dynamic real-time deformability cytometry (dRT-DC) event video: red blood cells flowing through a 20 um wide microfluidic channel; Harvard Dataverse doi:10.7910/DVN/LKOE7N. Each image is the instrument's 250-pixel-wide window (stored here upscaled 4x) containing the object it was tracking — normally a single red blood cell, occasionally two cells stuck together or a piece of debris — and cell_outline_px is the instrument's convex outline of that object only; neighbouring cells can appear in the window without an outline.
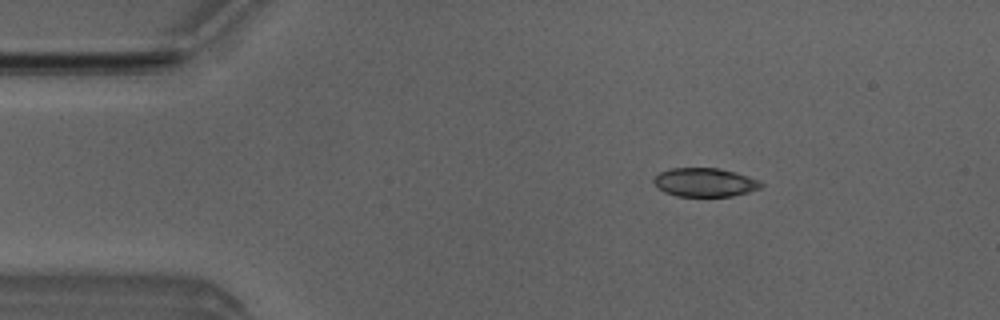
{"species": "Egyptian fruit bat (a non-hibernating species)", "species_latin": "Rousettus aegyptiacus", "temperature_condition": "room temperature", "stored_images_in_passage": 4, "camera_frame_rate_fps": 3000, "um_per_image_px": 0.085, "animal": {"sex": "male"}, "frame": {"image": 1, "passage_image": 2, "time_ms": 1.333, "image_size_px": [1000, 320], "cell_outline_px": [[764, 184], [760, 188], [748, 192], [732, 196], [676, 196], [664, 192], [656, 188], [652, 180], [660, 172], [668, 168], [716, 168], [736, 172], [760, 180]], "centroid_in_image_um": [59.89, 15.5], "position_along_channel_um": 25.1, "area_um2": 18.09}}